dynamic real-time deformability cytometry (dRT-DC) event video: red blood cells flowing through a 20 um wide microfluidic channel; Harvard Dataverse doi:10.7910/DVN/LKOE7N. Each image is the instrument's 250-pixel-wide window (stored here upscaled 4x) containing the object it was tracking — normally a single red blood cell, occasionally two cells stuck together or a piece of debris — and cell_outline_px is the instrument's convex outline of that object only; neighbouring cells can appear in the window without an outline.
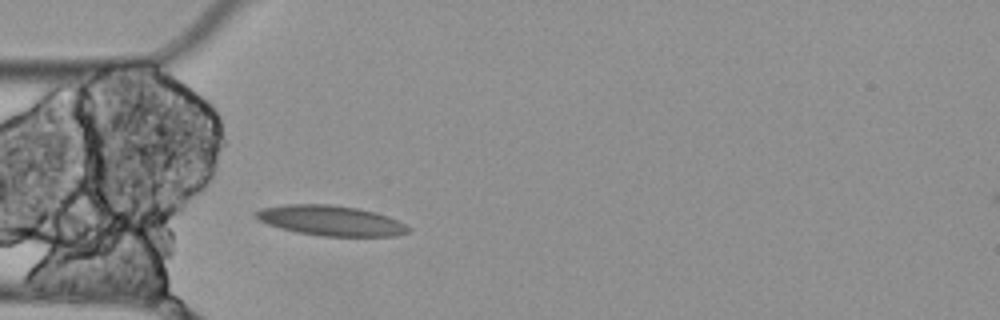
{"species": "Egyptian fruit bat (a non-hibernating species)", "species_latin": "Rousettus aegyptiacus", "temperature_condition": "cold", "stored_images_in_passage": 3, "camera_frame_rate_fps": 3000, "um_per_image_px": 0.085, "animal": {"sex": "female"}, "frame": {"image": 1, "passage_image": 3, "time_ms": 0.667, "image_size_px": [1000, 320], "cell_outline_px": [[412, 228], [408, 232], [396, 236], [324, 236], [296, 232], [280, 228], [256, 220], [256, 212], [260, 208], [288, 204], [332, 204], [356, 208], [376, 212], [388, 216]], "centroid_in_image_um": [28.11, 18.75], "position_along_channel_um": 56.9, "area_um2": 26.76}}